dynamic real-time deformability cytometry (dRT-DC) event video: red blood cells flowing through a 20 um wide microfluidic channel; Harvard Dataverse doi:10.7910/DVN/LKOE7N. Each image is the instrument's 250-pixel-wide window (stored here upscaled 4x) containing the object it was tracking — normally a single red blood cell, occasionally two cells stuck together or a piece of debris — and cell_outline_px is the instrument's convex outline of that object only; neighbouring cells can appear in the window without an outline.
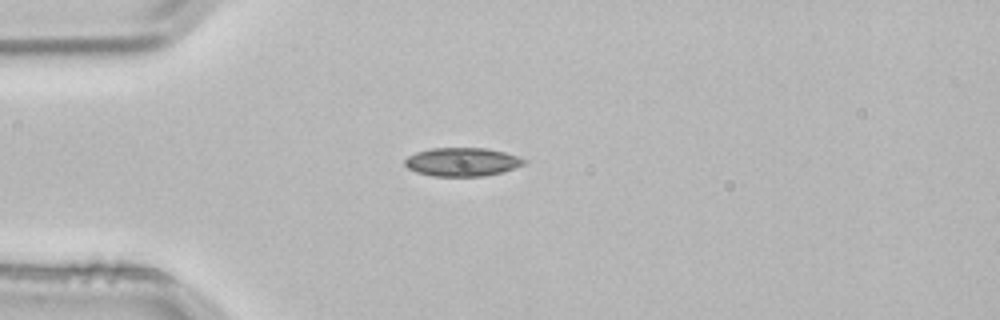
{"species": "common noctule bat (a hibernating species)", "species_latin": "Nyctalus noctula", "temperature_condition": "room temperature", "stored_images_in_passage": 2, "camera_frame_rate_fps": 3000, "um_per_image_px": 0.085, "animal": {"sex": "male", "body_mass_g": 21.5, "forearm_length_mm": 52.0}, "frame": {"image": 1, "passage_image": 1, "time_ms": 0.0, "image_size_px": [1000, 320], "cell_outline_px": [[528, 160], [524, 164], [500, 172], [484, 176], [432, 176], [416, 172], [408, 168], [404, 164], [404, 160], [408, 156], [416, 152], [432, 148], [484, 148], [504, 152], [520, 156]], "centroid_in_image_um": [39.27, 13.76], "position_along_channel_um": 45.7, "area_um2": 19.77}}
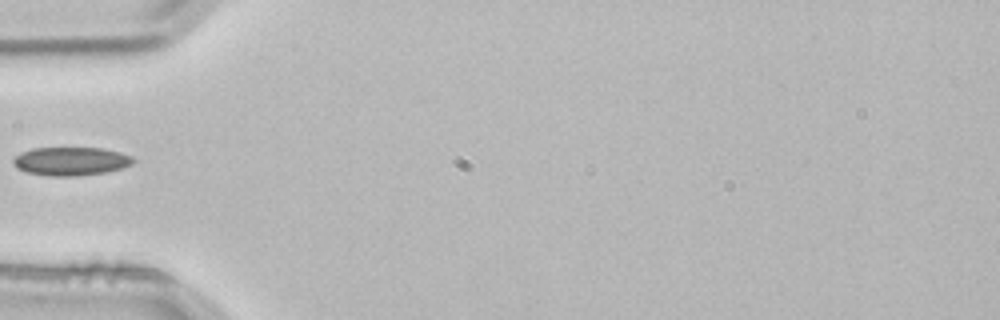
{"frame": {"image": 2, "passage_image": 2, "time_ms": 0.333, "image_size_px": [1000, 320], "cell_outline_px": [[136, 160], [132, 164], [124, 168], [104, 172], [76, 176], [48, 176], [28, 172], [16, 168], [12, 164], [12, 160], [20, 152], [32, 148], [104, 148], [120, 152], [132, 156]], "centroid_in_image_um": [6.03, 13.7], "position_along_channel_um": 79.0, "area_um2": 20.06}}